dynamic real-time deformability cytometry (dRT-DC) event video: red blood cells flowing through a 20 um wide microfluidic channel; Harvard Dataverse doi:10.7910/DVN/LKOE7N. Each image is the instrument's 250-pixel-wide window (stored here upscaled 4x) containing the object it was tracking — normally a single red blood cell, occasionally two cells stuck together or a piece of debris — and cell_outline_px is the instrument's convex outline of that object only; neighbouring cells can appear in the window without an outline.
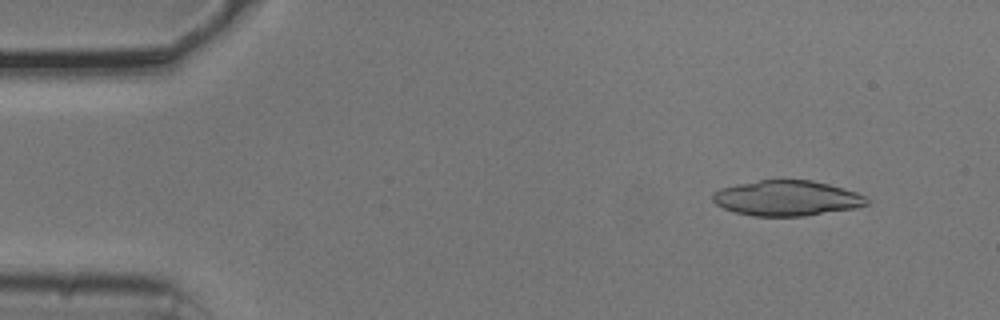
{"species": "common noctule bat (a hibernating species)", "species_latin": "Nyctalus noctula", "temperature_condition": "cold", "stored_images_in_passage": 52, "camera_frame_rate_fps": 3000, "um_per_image_px": 0.085, "animal": {"sex": "male", "body_mass_g": 20.5, "forearm_length_mm": 52.5}, "frame": {"image": 1, "passage_image": 5, "time_ms": 1.333, "image_size_px": [1000, 320], "cell_outline_px": [[868, 204], [856, 208], [804, 216], [752, 216], [736, 212], [724, 208], [716, 204], [712, 200], [712, 192], [720, 188], [736, 184], [760, 180], [812, 180], [844, 188], [856, 192], [864, 196], [868, 200]], "centroid_in_image_um": [66.86, 16.84], "position_along_channel_um": 18.1, "area_um2": 31.73}}